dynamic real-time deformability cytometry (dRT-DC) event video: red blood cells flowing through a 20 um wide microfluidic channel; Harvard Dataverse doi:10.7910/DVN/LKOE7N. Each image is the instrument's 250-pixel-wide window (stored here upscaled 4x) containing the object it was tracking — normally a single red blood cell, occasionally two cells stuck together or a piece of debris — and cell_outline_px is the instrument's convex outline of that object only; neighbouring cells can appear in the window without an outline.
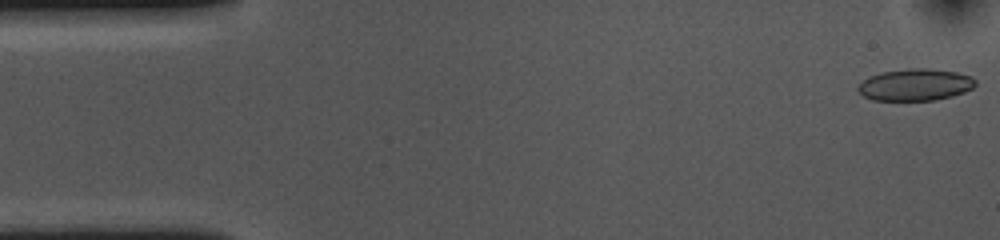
{"species": "common noctule bat (a hibernating species)", "species_latin": "Nyctalus noctula", "temperature_condition": "cold", "stored_images_in_passage": 30, "camera_frame_rate_fps": 3000, "um_per_image_px": 0.085, "animal": {"sex": "female", "body_mass_g": 10.0, "forearm_length_mm": 53.1}, "frame": {"image": 1, "passage_image": 1, "time_ms": 0.0, "image_size_px": [1000, 240], "cell_outline_px": [[976, 84], [972, 88], [964, 92], [952, 96], [936, 100], [872, 100], [864, 96], [856, 88], [864, 80], [880, 72], [912, 68], [928, 68], [956, 72], [972, 76], [976, 80]], "centroid_in_image_um": [77.83, 7.2], "position_along_channel_um": 7.2, "area_um2": 21.73}}
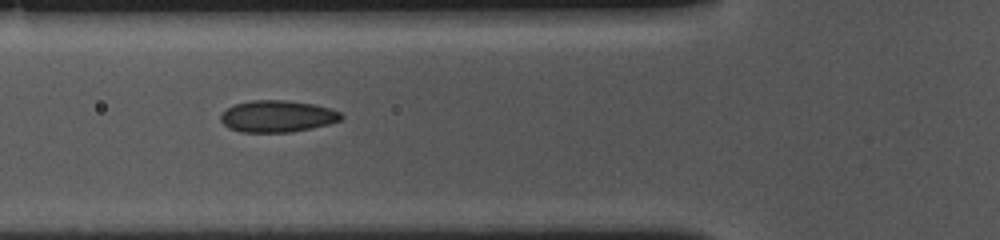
{"frame": {"image": 2, "passage_image": 18, "time_ms": 5.667, "image_size_px": [1000, 240], "cell_outline_px": [[344, 116], [340, 120], [328, 124], [312, 128], [292, 132], [240, 132], [228, 128], [220, 120], [220, 116], [228, 108], [236, 104], [252, 100], [284, 100], [312, 104], [328, 108], [340, 112]], "centroid_in_image_um": [23.57, 9.89], "position_along_channel_um": 102.2, "area_um2": 22.14}}
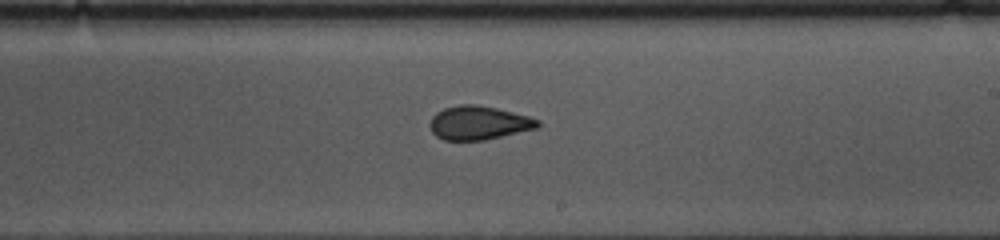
{"frame": {"image": 3, "passage_image": 30, "time_ms": 9.667, "image_size_px": [1000, 240], "cell_outline_px": [[540, 124], [536, 128], [484, 140], [444, 140], [436, 136], [432, 132], [428, 124], [432, 116], [436, 112], [444, 108], [460, 104], [476, 104], [496, 108], [528, 116], [540, 120]], "centroid_in_image_um": [40.64, 10.43], "position_along_channel_um": 248.4, "area_um2": 21.15}}